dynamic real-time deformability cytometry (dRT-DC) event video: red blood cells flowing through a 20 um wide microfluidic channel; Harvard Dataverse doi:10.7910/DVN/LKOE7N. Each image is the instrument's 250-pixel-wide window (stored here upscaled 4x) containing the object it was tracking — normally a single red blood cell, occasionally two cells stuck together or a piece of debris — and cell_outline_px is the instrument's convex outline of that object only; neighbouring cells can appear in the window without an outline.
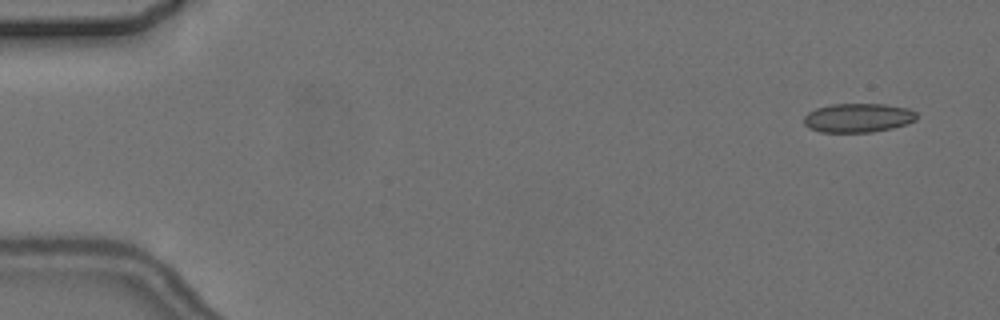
{"species": "common noctule bat (a hibernating species)", "species_latin": "Nyctalus noctula", "temperature_condition": "cold", "stored_images_in_passage": 8, "camera_frame_rate_fps": 3000, "um_per_image_px": 0.085, "animal": {"sex": "female", "body_mass_g": 24.6, "forearm_length_mm": 56.2}, "frame": {"image": 1, "passage_image": 1, "time_ms": 0.0, "image_size_px": [1000, 320], "cell_outline_px": [[916, 120], [908, 124], [892, 128], [872, 132], [820, 132], [808, 128], [804, 124], [804, 116], [808, 112], [816, 108], [832, 104], [884, 104], [908, 108], [916, 112]], "centroid_in_image_um": [72.93, 10.02], "position_along_channel_um": 12.1, "area_um2": 19.19}}
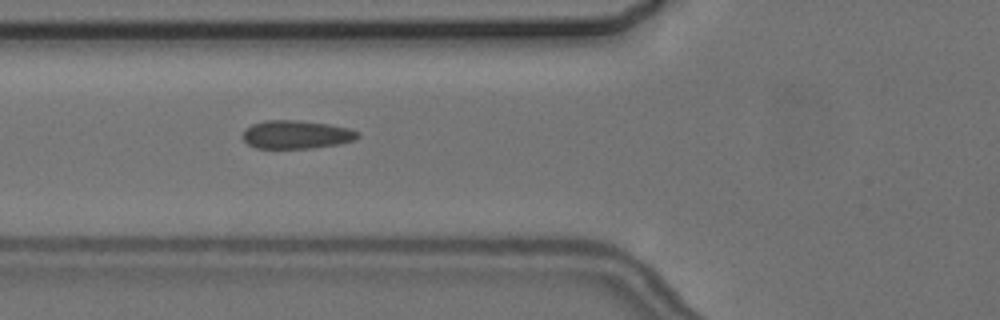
{"frame": {"image": 2, "passage_image": 6, "time_ms": 6.0, "image_size_px": [1000, 320], "cell_outline_px": [[360, 136], [356, 140], [340, 144], [312, 148], [256, 148], [248, 144], [244, 140], [244, 128], [252, 124], [264, 120], [296, 120], [328, 124], [348, 128], [360, 132]], "centroid_in_image_um": [25.21, 11.44], "position_along_channel_um": 100.6, "area_um2": 19.07}}
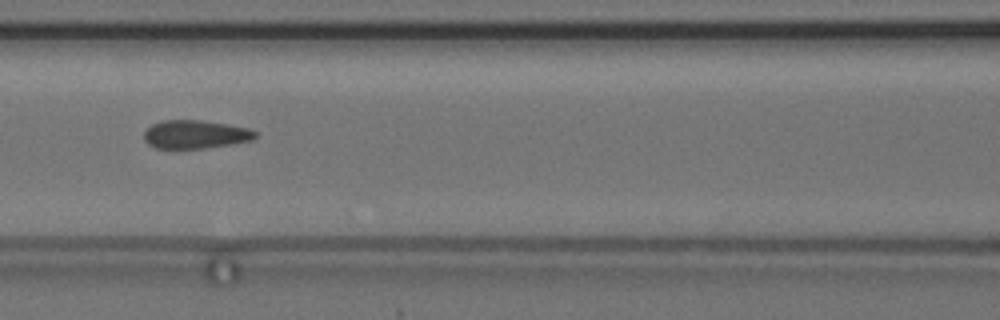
{"frame": {"image": 3, "passage_image": 7, "time_ms": 7.333, "image_size_px": [1000, 320], "cell_outline_px": [[256, 136], [252, 140], [204, 148], [156, 148], [148, 144], [144, 140], [144, 132], [152, 124], [164, 120], [200, 120], [228, 124], [248, 128], [256, 132]], "centroid_in_image_um": [16.58, 11.41], "position_along_channel_um": 150.0, "area_um2": 18.21}}